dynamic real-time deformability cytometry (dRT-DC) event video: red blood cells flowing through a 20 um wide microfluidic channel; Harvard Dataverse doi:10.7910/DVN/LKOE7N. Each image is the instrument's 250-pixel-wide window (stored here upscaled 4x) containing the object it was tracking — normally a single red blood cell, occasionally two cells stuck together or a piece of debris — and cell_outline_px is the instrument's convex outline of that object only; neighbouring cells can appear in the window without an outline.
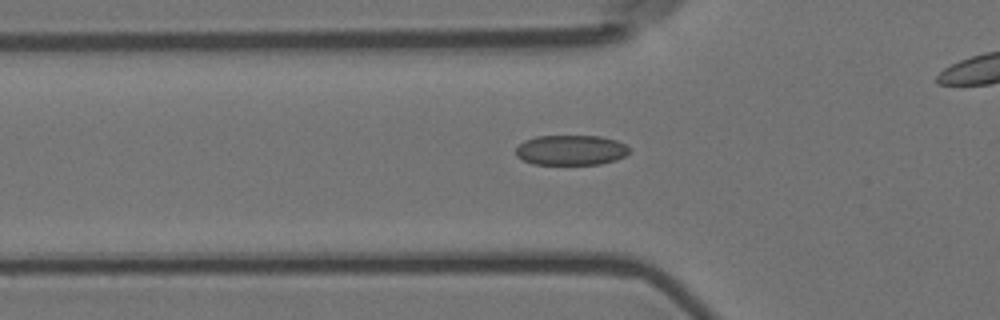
{"species": "Egyptian fruit bat (a non-hibernating species)", "species_latin": "Rousettus aegyptiacus", "temperature_condition": "room temperature", "stored_images_in_passage": 35, "camera_frame_rate_fps": 3000, "um_per_image_px": 0.085, "animal": {"sex": "female"}, "frame": {"image": 1, "passage_image": 5, "time_ms": 1.333, "image_size_px": [1000, 320], "cell_outline_px": [[628, 152], [624, 156], [616, 160], [600, 164], [532, 164], [516, 156], [516, 148], [524, 140], [536, 136], [600, 136], [616, 140], [624, 144], [628, 148]], "centroid_in_image_um": [48.5, 12.76], "position_along_channel_um": 77.3, "area_um2": 19.83}}
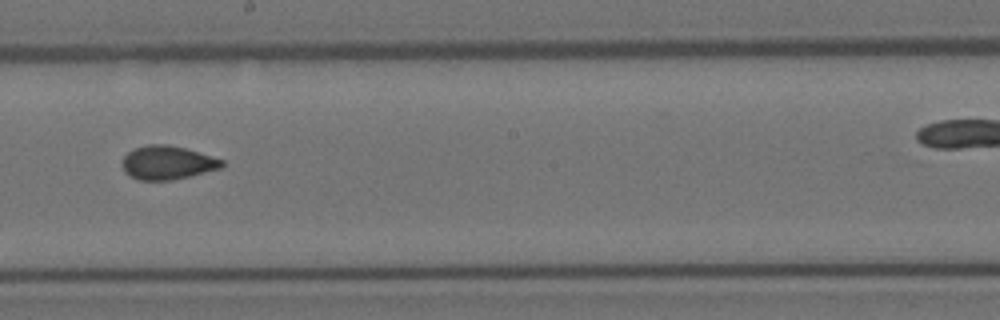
{"frame": {"image": 2, "passage_image": 18, "time_ms": 5.667, "image_size_px": [1000, 320], "cell_outline_px": [[224, 168], [172, 180], [140, 180], [124, 172], [120, 160], [128, 152], [136, 148], [148, 144], [168, 144], [184, 148], [224, 160]], "centroid_in_image_um": [14.23, 13.83], "position_along_channel_um": 234.0, "area_um2": 19.59}}
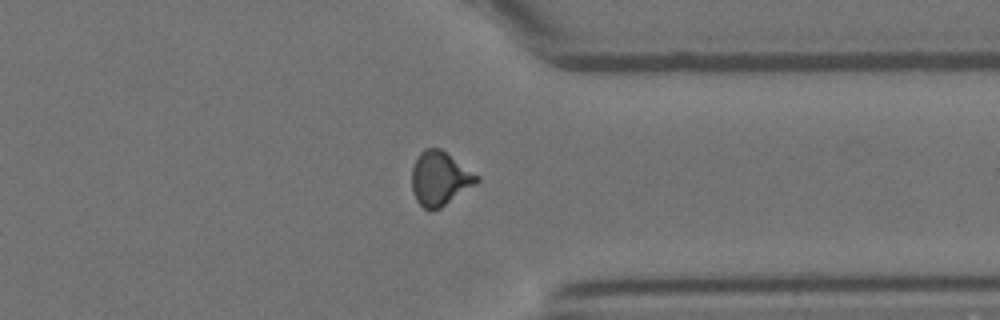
{"frame": {"image": 3, "passage_image": 30, "time_ms": 9.667, "image_size_px": [1000, 320], "cell_outline_px": [[480, 180], [440, 208], [428, 212], [416, 200], [412, 192], [412, 168], [420, 152], [424, 148], [440, 148], [480, 176]], "centroid_in_image_um": [37.36, 15.17], "position_along_channel_um": 374.0, "area_um2": 20.29}, "authors_computed_cell_mechanics": {"area_um2": 19.7098, "velocity_mm_per_s": 3.5871, "shape_relaxation_time_tau1_ms": null, "shape_relaxation_time_tau2_ms": 1.6089, "deformation_change_tau1": null, "deformation_change_tau2": 0.0715}}